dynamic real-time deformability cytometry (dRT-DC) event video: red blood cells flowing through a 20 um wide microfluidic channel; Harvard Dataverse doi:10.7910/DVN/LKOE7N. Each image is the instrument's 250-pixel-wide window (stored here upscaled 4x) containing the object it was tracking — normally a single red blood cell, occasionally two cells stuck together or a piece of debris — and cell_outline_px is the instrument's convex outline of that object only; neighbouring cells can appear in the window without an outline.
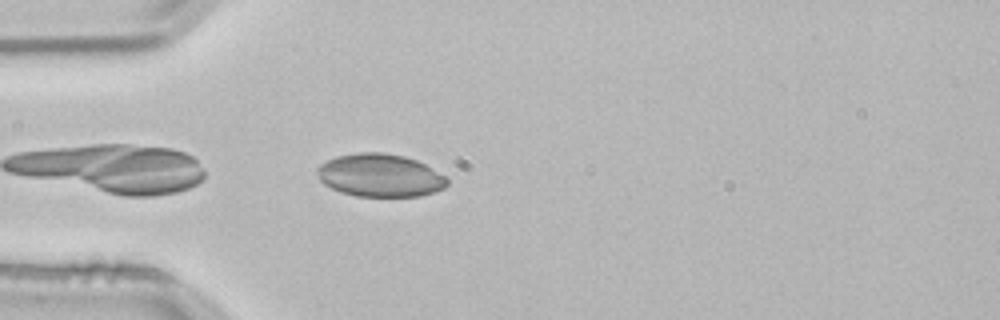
{"species": "common noctule bat (a hibernating species)", "species_latin": "Nyctalus noctula", "temperature_condition": "room temperature", "stored_images_in_passage": 6, "camera_frame_rate_fps": 3000, "um_per_image_px": 0.085, "animal": {"sex": "male", "body_mass_g": 21.5, "forearm_length_mm": 52.0}, "frame": {"image": 1, "passage_image": 2, "time_ms": 0.333, "image_size_px": [1000, 320], "cell_outline_px": [[448, 184], [444, 188], [436, 192], [420, 196], [356, 196], [340, 192], [324, 184], [320, 180], [316, 172], [316, 168], [320, 164], [336, 156], [360, 152], [380, 152], [404, 156], [416, 160], [448, 176]], "centroid_in_image_um": [32.32, 14.91], "position_along_channel_um": 52.7, "area_um2": 32.71}}